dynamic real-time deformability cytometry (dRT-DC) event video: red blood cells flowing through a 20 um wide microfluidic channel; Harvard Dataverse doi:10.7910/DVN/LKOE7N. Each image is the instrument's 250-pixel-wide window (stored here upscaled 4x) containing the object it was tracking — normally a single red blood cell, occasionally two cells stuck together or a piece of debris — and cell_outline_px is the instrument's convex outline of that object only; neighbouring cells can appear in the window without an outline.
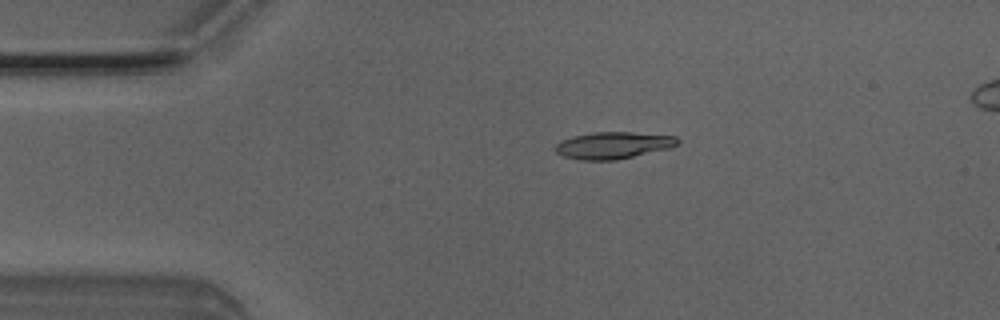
{"species": "Egyptian fruit bat (a non-hibernating species)", "species_latin": "Rousettus aegyptiacus", "temperature_condition": "room temperature", "stored_images_in_passage": 4, "camera_frame_rate_fps": 3000, "um_per_image_px": 0.085, "animal": {"sex": "male"}, "frame": {"image": 1, "passage_image": 2, "time_ms": 0.333, "image_size_px": [1000, 320], "cell_outline_px": [[680, 140], [676, 144], [668, 148], [616, 160], [580, 160], [564, 156], [556, 152], [556, 144], [560, 140], [572, 136], [596, 132], [632, 132], [676, 136]], "centroid_in_image_um": [52.09, 12.34], "position_along_channel_um": 32.9, "area_um2": 18.96}}